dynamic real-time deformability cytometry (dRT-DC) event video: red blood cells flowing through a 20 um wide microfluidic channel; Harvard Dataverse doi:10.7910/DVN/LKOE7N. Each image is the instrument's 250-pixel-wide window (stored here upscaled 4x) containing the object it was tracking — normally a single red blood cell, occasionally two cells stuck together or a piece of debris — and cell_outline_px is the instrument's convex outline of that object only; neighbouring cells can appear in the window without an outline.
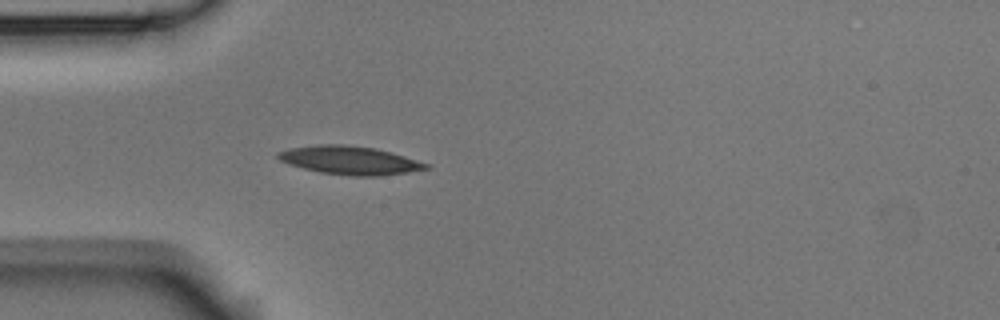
{"species": "Egyptian fruit bat (a non-hibernating species)", "species_latin": "Rousettus aegyptiacus", "temperature_condition": "room temperature", "stored_images_in_passage": 5, "camera_frame_rate_fps": 3000, "um_per_image_px": 0.085, "animal": {"sex": "male"}, "frame": {"image": 1, "passage_image": 5, "time_ms": 4.333, "image_size_px": [1000, 320], "cell_outline_px": [[432, 168], [408, 172], [380, 176], [348, 176], [320, 172], [288, 164], [280, 160], [276, 156], [276, 152], [288, 148], [316, 144], [344, 144], [376, 148], [392, 152], [432, 164]], "centroid_in_image_um": [29.76, 13.62], "position_along_channel_um": 55.2, "area_um2": 24.91}}